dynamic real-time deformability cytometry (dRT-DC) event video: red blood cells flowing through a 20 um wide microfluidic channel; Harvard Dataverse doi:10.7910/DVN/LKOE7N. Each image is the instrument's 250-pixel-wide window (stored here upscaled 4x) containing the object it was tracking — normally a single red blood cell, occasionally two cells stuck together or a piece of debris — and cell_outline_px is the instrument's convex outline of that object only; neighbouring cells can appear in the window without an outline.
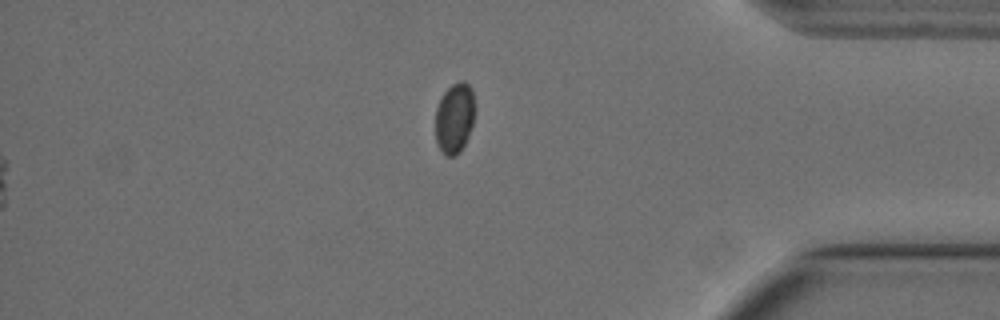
{"species": "Egyptian fruit bat (a non-hibernating species)", "species_latin": "Rousettus aegyptiacus", "temperature_condition": "cold", "stored_images_in_passage": 58, "segment_of_instrument_passage": [2, 2], "camera_frame_rate_fps": 3000, "um_per_image_px": 0.085, "animal": {"sex": "female"}, "frame": {"image": 1, "passage_image": 58, "time_ms": 19.0, "image_size_px": [1000, 320], "cell_outline_px": [[472, 124], [468, 136], [460, 152], [456, 156], [444, 156], [436, 140], [436, 108], [444, 92], [452, 84], [460, 80], [464, 80], [472, 88]], "centroid_in_image_um": [38.61, 10.04], "position_along_channel_um": 396.6, "area_um2": 15.84}}